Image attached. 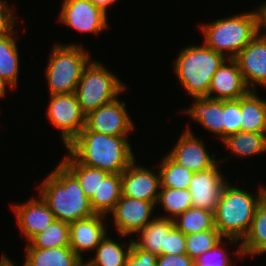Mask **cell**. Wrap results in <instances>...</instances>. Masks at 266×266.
Segmentation results:
<instances>
[{"label": "cell", "mask_w": 266, "mask_h": 266, "mask_svg": "<svg viewBox=\"0 0 266 266\" xmlns=\"http://www.w3.org/2000/svg\"><path fill=\"white\" fill-rule=\"evenodd\" d=\"M129 141L127 136L105 135L84 127L66 149L81 164L121 174L136 159Z\"/></svg>", "instance_id": "6da1fadb"}, {"label": "cell", "mask_w": 266, "mask_h": 266, "mask_svg": "<svg viewBox=\"0 0 266 266\" xmlns=\"http://www.w3.org/2000/svg\"><path fill=\"white\" fill-rule=\"evenodd\" d=\"M38 186L55 220L73 223L95 215L77 178L60 162Z\"/></svg>", "instance_id": "7a4b0ae2"}, {"label": "cell", "mask_w": 266, "mask_h": 266, "mask_svg": "<svg viewBox=\"0 0 266 266\" xmlns=\"http://www.w3.org/2000/svg\"><path fill=\"white\" fill-rule=\"evenodd\" d=\"M204 44L227 59H235L238 53L260 32L259 7L251 12L220 18L202 24Z\"/></svg>", "instance_id": "3957f363"}, {"label": "cell", "mask_w": 266, "mask_h": 266, "mask_svg": "<svg viewBox=\"0 0 266 266\" xmlns=\"http://www.w3.org/2000/svg\"><path fill=\"white\" fill-rule=\"evenodd\" d=\"M265 192L266 187L260 186L257 196H254L229 182L225 185L214 212L215 228L223 238L244 239Z\"/></svg>", "instance_id": "277c9868"}, {"label": "cell", "mask_w": 266, "mask_h": 266, "mask_svg": "<svg viewBox=\"0 0 266 266\" xmlns=\"http://www.w3.org/2000/svg\"><path fill=\"white\" fill-rule=\"evenodd\" d=\"M174 61L181 86L192 98L207 97L213 75L227 59L204 43L183 48Z\"/></svg>", "instance_id": "5b68a950"}, {"label": "cell", "mask_w": 266, "mask_h": 266, "mask_svg": "<svg viewBox=\"0 0 266 266\" xmlns=\"http://www.w3.org/2000/svg\"><path fill=\"white\" fill-rule=\"evenodd\" d=\"M91 56L84 46L56 43L46 66L49 95L75 93L84 68Z\"/></svg>", "instance_id": "8992f818"}, {"label": "cell", "mask_w": 266, "mask_h": 266, "mask_svg": "<svg viewBox=\"0 0 266 266\" xmlns=\"http://www.w3.org/2000/svg\"><path fill=\"white\" fill-rule=\"evenodd\" d=\"M124 83L105 65L90 61L84 68L75 94L82 113L87 116L99 107L115 100L126 90Z\"/></svg>", "instance_id": "52a82bcc"}, {"label": "cell", "mask_w": 266, "mask_h": 266, "mask_svg": "<svg viewBox=\"0 0 266 266\" xmlns=\"http://www.w3.org/2000/svg\"><path fill=\"white\" fill-rule=\"evenodd\" d=\"M46 111L48 120L60 129V137L67 147L85 127V115L75 93L49 95Z\"/></svg>", "instance_id": "ba28073f"}, {"label": "cell", "mask_w": 266, "mask_h": 266, "mask_svg": "<svg viewBox=\"0 0 266 266\" xmlns=\"http://www.w3.org/2000/svg\"><path fill=\"white\" fill-rule=\"evenodd\" d=\"M107 16L90 0H63L58 21L82 34L96 35L107 29Z\"/></svg>", "instance_id": "9c48e42d"}, {"label": "cell", "mask_w": 266, "mask_h": 266, "mask_svg": "<svg viewBox=\"0 0 266 266\" xmlns=\"http://www.w3.org/2000/svg\"><path fill=\"white\" fill-rule=\"evenodd\" d=\"M126 103L118 98L99 107L85 117L88 130L110 136H128L134 124L126 110Z\"/></svg>", "instance_id": "30bf717a"}, {"label": "cell", "mask_w": 266, "mask_h": 266, "mask_svg": "<svg viewBox=\"0 0 266 266\" xmlns=\"http://www.w3.org/2000/svg\"><path fill=\"white\" fill-rule=\"evenodd\" d=\"M228 158L218 160L210 169L194 172L189 184L192 207L215 212L222 191L228 181L219 171L220 163ZM219 163V164H218Z\"/></svg>", "instance_id": "8fae6325"}, {"label": "cell", "mask_w": 266, "mask_h": 266, "mask_svg": "<svg viewBox=\"0 0 266 266\" xmlns=\"http://www.w3.org/2000/svg\"><path fill=\"white\" fill-rule=\"evenodd\" d=\"M154 209L156 206L152 202L121 196L110 215L119 236L131 237L152 220Z\"/></svg>", "instance_id": "7c38bea8"}, {"label": "cell", "mask_w": 266, "mask_h": 266, "mask_svg": "<svg viewBox=\"0 0 266 266\" xmlns=\"http://www.w3.org/2000/svg\"><path fill=\"white\" fill-rule=\"evenodd\" d=\"M187 127L167 155L193 173L212 168L218 162L215 158L216 155H210L203 141L194 135L189 125Z\"/></svg>", "instance_id": "4fadbf2b"}, {"label": "cell", "mask_w": 266, "mask_h": 266, "mask_svg": "<svg viewBox=\"0 0 266 266\" xmlns=\"http://www.w3.org/2000/svg\"><path fill=\"white\" fill-rule=\"evenodd\" d=\"M135 161L121 173L122 196L152 202L156 206L161 188L159 171L137 166Z\"/></svg>", "instance_id": "5bb4252c"}, {"label": "cell", "mask_w": 266, "mask_h": 266, "mask_svg": "<svg viewBox=\"0 0 266 266\" xmlns=\"http://www.w3.org/2000/svg\"><path fill=\"white\" fill-rule=\"evenodd\" d=\"M250 90L266 88V34L259 32L235 57Z\"/></svg>", "instance_id": "9a60e30c"}, {"label": "cell", "mask_w": 266, "mask_h": 266, "mask_svg": "<svg viewBox=\"0 0 266 266\" xmlns=\"http://www.w3.org/2000/svg\"><path fill=\"white\" fill-rule=\"evenodd\" d=\"M250 91L235 59H226L213 75L207 97L237 100Z\"/></svg>", "instance_id": "2e32d148"}, {"label": "cell", "mask_w": 266, "mask_h": 266, "mask_svg": "<svg viewBox=\"0 0 266 266\" xmlns=\"http://www.w3.org/2000/svg\"><path fill=\"white\" fill-rule=\"evenodd\" d=\"M12 207L18 228L28 242L55 220L53 212L40 195L23 204H13Z\"/></svg>", "instance_id": "e0dca14e"}, {"label": "cell", "mask_w": 266, "mask_h": 266, "mask_svg": "<svg viewBox=\"0 0 266 266\" xmlns=\"http://www.w3.org/2000/svg\"><path fill=\"white\" fill-rule=\"evenodd\" d=\"M107 216L95 214L91 217L69 224L70 247L84 261L83 252L93 250L107 235V228L103 222Z\"/></svg>", "instance_id": "ac0fdd59"}, {"label": "cell", "mask_w": 266, "mask_h": 266, "mask_svg": "<svg viewBox=\"0 0 266 266\" xmlns=\"http://www.w3.org/2000/svg\"><path fill=\"white\" fill-rule=\"evenodd\" d=\"M194 103L184 112L204 129L212 132L223 140L224 100L209 97L193 98Z\"/></svg>", "instance_id": "d6986e66"}, {"label": "cell", "mask_w": 266, "mask_h": 266, "mask_svg": "<svg viewBox=\"0 0 266 266\" xmlns=\"http://www.w3.org/2000/svg\"><path fill=\"white\" fill-rule=\"evenodd\" d=\"M27 243L23 266H79L83 262L71 247L40 249Z\"/></svg>", "instance_id": "ffe728a7"}, {"label": "cell", "mask_w": 266, "mask_h": 266, "mask_svg": "<svg viewBox=\"0 0 266 266\" xmlns=\"http://www.w3.org/2000/svg\"><path fill=\"white\" fill-rule=\"evenodd\" d=\"M175 226L174 220L156 217L146 224L138 233L133 243L140 249L162 255V248H165L166 236Z\"/></svg>", "instance_id": "44dd1931"}, {"label": "cell", "mask_w": 266, "mask_h": 266, "mask_svg": "<svg viewBox=\"0 0 266 266\" xmlns=\"http://www.w3.org/2000/svg\"><path fill=\"white\" fill-rule=\"evenodd\" d=\"M240 243L244 257L266 253V192L261 197L251 226Z\"/></svg>", "instance_id": "7402d4cb"}, {"label": "cell", "mask_w": 266, "mask_h": 266, "mask_svg": "<svg viewBox=\"0 0 266 266\" xmlns=\"http://www.w3.org/2000/svg\"><path fill=\"white\" fill-rule=\"evenodd\" d=\"M256 90L241 97V132L266 133V99Z\"/></svg>", "instance_id": "603a6c76"}, {"label": "cell", "mask_w": 266, "mask_h": 266, "mask_svg": "<svg viewBox=\"0 0 266 266\" xmlns=\"http://www.w3.org/2000/svg\"><path fill=\"white\" fill-rule=\"evenodd\" d=\"M122 196L121 174H108L90 199L95 214L109 216Z\"/></svg>", "instance_id": "cb8c5ba5"}, {"label": "cell", "mask_w": 266, "mask_h": 266, "mask_svg": "<svg viewBox=\"0 0 266 266\" xmlns=\"http://www.w3.org/2000/svg\"><path fill=\"white\" fill-rule=\"evenodd\" d=\"M132 243L133 237H130L127 246L125 243L119 244L106 235L96 247L94 258H90L85 262L89 266H124L126 259L129 257Z\"/></svg>", "instance_id": "d4e9b609"}, {"label": "cell", "mask_w": 266, "mask_h": 266, "mask_svg": "<svg viewBox=\"0 0 266 266\" xmlns=\"http://www.w3.org/2000/svg\"><path fill=\"white\" fill-rule=\"evenodd\" d=\"M14 31L15 27L9 33L0 36V76L15 89L20 60Z\"/></svg>", "instance_id": "484cf974"}, {"label": "cell", "mask_w": 266, "mask_h": 266, "mask_svg": "<svg viewBox=\"0 0 266 266\" xmlns=\"http://www.w3.org/2000/svg\"><path fill=\"white\" fill-rule=\"evenodd\" d=\"M231 150V156L246 158L266 152V133L236 132L222 140Z\"/></svg>", "instance_id": "4316f807"}, {"label": "cell", "mask_w": 266, "mask_h": 266, "mask_svg": "<svg viewBox=\"0 0 266 266\" xmlns=\"http://www.w3.org/2000/svg\"><path fill=\"white\" fill-rule=\"evenodd\" d=\"M67 154L61 163L77 178L85 196L91 199L97 193L100 181L109 173L81 164L69 151Z\"/></svg>", "instance_id": "83f0119b"}, {"label": "cell", "mask_w": 266, "mask_h": 266, "mask_svg": "<svg viewBox=\"0 0 266 266\" xmlns=\"http://www.w3.org/2000/svg\"><path fill=\"white\" fill-rule=\"evenodd\" d=\"M158 204L161 205L165 213H167V215L160 217L174 220L188 208L192 207L191 193L189 189L161 187L156 206Z\"/></svg>", "instance_id": "f1b7e54d"}, {"label": "cell", "mask_w": 266, "mask_h": 266, "mask_svg": "<svg viewBox=\"0 0 266 266\" xmlns=\"http://www.w3.org/2000/svg\"><path fill=\"white\" fill-rule=\"evenodd\" d=\"M175 226L185 235L208 231L215 228L214 213L191 207L174 219Z\"/></svg>", "instance_id": "f546056e"}, {"label": "cell", "mask_w": 266, "mask_h": 266, "mask_svg": "<svg viewBox=\"0 0 266 266\" xmlns=\"http://www.w3.org/2000/svg\"><path fill=\"white\" fill-rule=\"evenodd\" d=\"M159 171L161 187L173 189H189L193 172L173 161L168 155L161 158Z\"/></svg>", "instance_id": "4dcf8cb0"}, {"label": "cell", "mask_w": 266, "mask_h": 266, "mask_svg": "<svg viewBox=\"0 0 266 266\" xmlns=\"http://www.w3.org/2000/svg\"><path fill=\"white\" fill-rule=\"evenodd\" d=\"M29 243L40 249L70 247L69 224L54 220L47 228L36 234Z\"/></svg>", "instance_id": "1f68e13d"}, {"label": "cell", "mask_w": 266, "mask_h": 266, "mask_svg": "<svg viewBox=\"0 0 266 266\" xmlns=\"http://www.w3.org/2000/svg\"><path fill=\"white\" fill-rule=\"evenodd\" d=\"M229 241L230 244L236 245V251L234 255H239L240 257H244L242 252L241 243L239 240L232 239V238H223L220 242H218L214 247L210 250L206 251L202 255L198 256L194 259V266H234L232 263L233 261L230 260L231 256H228V252L225 251L223 247V241ZM234 243V244H233ZM238 245V246H237ZM224 248V249H223Z\"/></svg>", "instance_id": "d6a6232c"}, {"label": "cell", "mask_w": 266, "mask_h": 266, "mask_svg": "<svg viewBox=\"0 0 266 266\" xmlns=\"http://www.w3.org/2000/svg\"><path fill=\"white\" fill-rule=\"evenodd\" d=\"M222 239L223 237L216 228L186 235V254L194 260Z\"/></svg>", "instance_id": "836d02e7"}, {"label": "cell", "mask_w": 266, "mask_h": 266, "mask_svg": "<svg viewBox=\"0 0 266 266\" xmlns=\"http://www.w3.org/2000/svg\"><path fill=\"white\" fill-rule=\"evenodd\" d=\"M241 131V98L224 100L223 140Z\"/></svg>", "instance_id": "e575fe53"}, {"label": "cell", "mask_w": 266, "mask_h": 266, "mask_svg": "<svg viewBox=\"0 0 266 266\" xmlns=\"http://www.w3.org/2000/svg\"><path fill=\"white\" fill-rule=\"evenodd\" d=\"M162 254H186V235L176 226H174L166 236L165 248H162Z\"/></svg>", "instance_id": "d590c367"}, {"label": "cell", "mask_w": 266, "mask_h": 266, "mask_svg": "<svg viewBox=\"0 0 266 266\" xmlns=\"http://www.w3.org/2000/svg\"><path fill=\"white\" fill-rule=\"evenodd\" d=\"M157 255L155 253L144 251L132 243L129 257L124 266H157Z\"/></svg>", "instance_id": "8d00e7d4"}, {"label": "cell", "mask_w": 266, "mask_h": 266, "mask_svg": "<svg viewBox=\"0 0 266 266\" xmlns=\"http://www.w3.org/2000/svg\"><path fill=\"white\" fill-rule=\"evenodd\" d=\"M10 6L7 1H0V36L9 33L15 27L17 14Z\"/></svg>", "instance_id": "74e56055"}, {"label": "cell", "mask_w": 266, "mask_h": 266, "mask_svg": "<svg viewBox=\"0 0 266 266\" xmlns=\"http://www.w3.org/2000/svg\"><path fill=\"white\" fill-rule=\"evenodd\" d=\"M157 266H194V260L187 254L157 255Z\"/></svg>", "instance_id": "f35d334b"}, {"label": "cell", "mask_w": 266, "mask_h": 266, "mask_svg": "<svg viewBox=\"0 0 266 266\" xmlns=\"http://www.w3.org/2000/svg\"><path fill=\"white\" fill-rule=\"evenodd\" d=\"M95 6L107 14L109 6L115 4L118 0H90Z\"/></svg>", "instance_id": "ab89813d"}, {"label": "cell", "mask_w": 266, "mask_h": 266, "mask_svg": "<svg viewBox=\"0 0 266 266\" xmlns=\"http://www.w3.org/2000/svg\"><path fill=\"white\" fill-rule=\"evenodd\" d=\"M260 14H261V30L266 34V2L259 6Z\"/></svg>", "instance_id": "60d3db41"}, {"label": "cell", "mask_w": 266, "mask_h": 266, "mask_svg": "<svg viewBox=\"0 0 266 266\" xmlns=\"http://www.w3.org/2000/svg\"><path fill=\"white\" fill-rule=\"evenodd\" d=\"M8 85L9 87L10 84L7 83L1 76H0V99H2L5 95H6V89H7V86Z\"/></svg>", "instance_id": "b9f144b4"}, {"label": "cell", "mask_w": 266, "mask_h": 266, "mask_svg": "<svg viewBox=\"0 0 266 266\" xmlns=\"http://www.w3.org/2000/svg\"><path fill=\"white\" fill-rule=\"evenodd\" d=\"M0 266H17V265L14 264V262H12V260H10V258L3 253V255L0 258Z\"/></svg>", "instance_id": "7bdbcfd3"}, {"label": "cell", "mask_w": 266, "mask_h": 266, "mask_svg": "<svg viewBox=\"0 0 266 266\" xmlns=\"http://www.w3.org/2000/svg\"><path fill=\"white\" fill-rule=\"evenodd\" d=\"M79 266H89V265L83 261Z\"/></svg>", "instance_id": "ee69618b"}]
</instances>
